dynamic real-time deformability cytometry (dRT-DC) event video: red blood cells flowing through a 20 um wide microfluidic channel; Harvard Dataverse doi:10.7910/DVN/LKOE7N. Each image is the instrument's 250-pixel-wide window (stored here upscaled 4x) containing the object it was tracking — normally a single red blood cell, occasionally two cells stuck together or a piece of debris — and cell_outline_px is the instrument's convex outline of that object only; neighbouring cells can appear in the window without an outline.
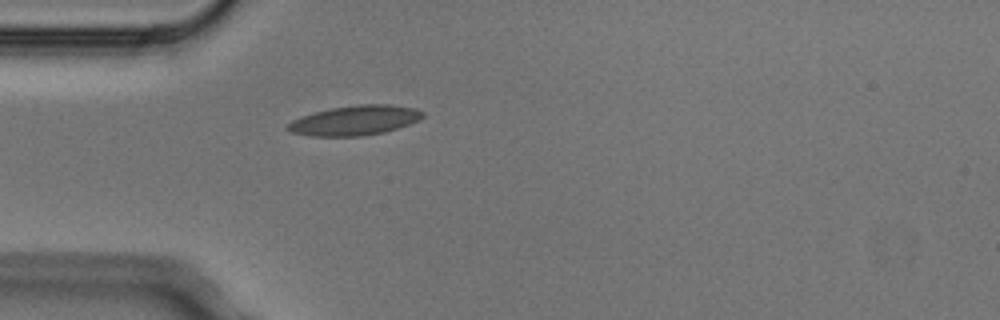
{"species": "Egyptian fruit bat (a non-hibernating species)", "species_latin": "Rousettus aegyptiacus", "temperature_condition": "cold", "stored_images_in_passage": 1, "camera_frame_rate_fps": 3000, "um_per_image_px": 0.085, "animal": {"sex": "male"}, "frame": {"image": 1, "passage_image": 1, "time_ms": 0.0, "image_size_px": [1000, 320], "cell_outline_px": [[424, 116], [420, 120], [384, 132], [360, 136], [312, 136], [292, 132], [284, 128], [292, 120], [300, 116], [332, 108], [356, 104], [392, 104], [416, 108], [424, 112]], "centroid_in_image_um": [30.18, 10.22], "position_along_channel_um": 54.8, "area_um2": 23.41}}